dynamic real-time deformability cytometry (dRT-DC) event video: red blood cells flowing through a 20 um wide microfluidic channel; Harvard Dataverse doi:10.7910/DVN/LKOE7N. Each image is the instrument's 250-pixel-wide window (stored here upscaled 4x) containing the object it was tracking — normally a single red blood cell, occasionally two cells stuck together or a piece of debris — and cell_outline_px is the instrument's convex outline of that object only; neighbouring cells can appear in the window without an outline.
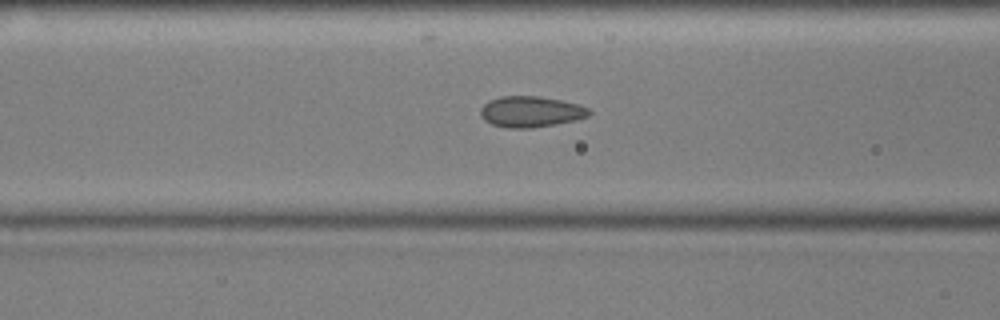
{"species": "common noctule bat (a hibernating species)", "species_latin": "Nyctalus noctula", "temperature_condition": "cold", "stored_images_in_passage": 42, "camera_frame_rate_fps": 3000, "um_per_image_px": 0.085, "animal": {"sex": "male", "body_mass_g": 17.9, "forearm_length_mm": 54.2}, "frame": {"image": 1, "passage_image": 8, "time_ms": 2.333, "image_size_px": [1000, 320], "cell_outline_px": [[592, 112], [588, 116], [576, 120], [556, 124], [532, 128], [508, 128], [492, 124], [484, 120], [480, 116], [480, 108], [488, 100], [500, 96], [536, 96], [560, 100], [576, 104], [588, 108]], "centroid_in_image_um": [45.08, 9.5], "position_along_channel_um": 121.5, "area_um2": 19.59}}
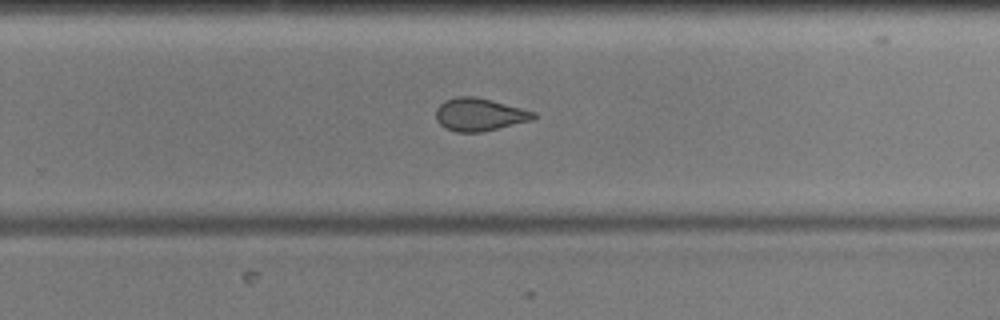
{"frame": {"image": 2, "passage_image": 22, "time_ms": 7.0, "image_size_px": [1000, 320], "cell_outline_px": [[536, 116], [532, 120], [480, 132], [456, 132], [444, 128], [436, 120], [436, 108], [444, 100], [456, 96], [472, 96], [536, 112]], "centroid_in_image_um": [40.69, 9.74], "position_along_channel_um": 289.1, "area_um2": 18.38}}
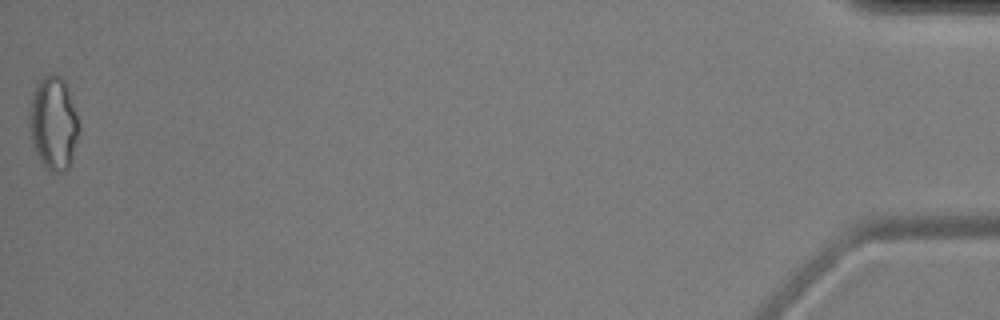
{"frame": {"image": 3, "passage_image": 42, "time_ms": 13.667, "image_size_px": [1000, 320], "cell_outline_px": [[80, 132], [68, 168], [64, 172], [52, 172], [44, 168], [36, 156], [32, 144], [28, 124], [28, 116], [32, 92], [36, 84], [44, 76], [52, 72], [60, 76], [64, 80], [76, 112], [80, 124]], "centroid_in_image_um": [4.52, 10.49], "position_along_channel_um": 430.7, "area_um2": 27.51}, "authors_computed_cell_mechanics": {"area_um2": 19.2763, "velocity_mm_per_s": 3.5937, "shape_relaxation_time_tau1_ms": 6.0382, "shape_relaxation_time_tau2_ms": 1.5856, "deformation_change_tau1": 0.0969, "deformation_change_tau2": 0.0816}}